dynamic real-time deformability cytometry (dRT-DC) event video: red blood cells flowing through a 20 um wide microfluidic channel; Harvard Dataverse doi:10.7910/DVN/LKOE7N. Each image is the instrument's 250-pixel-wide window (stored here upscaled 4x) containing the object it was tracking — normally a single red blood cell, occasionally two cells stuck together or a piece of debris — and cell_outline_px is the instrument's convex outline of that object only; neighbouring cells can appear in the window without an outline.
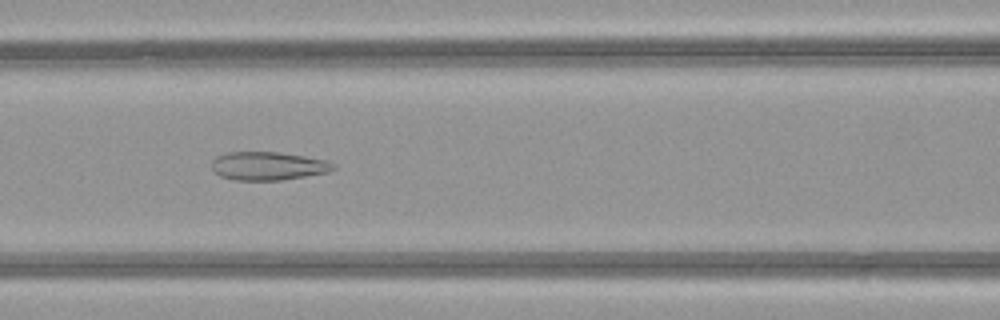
{"species": "common noctule bat (a hibernating species)", "species_latin": "Nyctalus noctula", "temperature_condition": "warm", "stored_images_in_passage": 46, "camera_frame_rate_fps": 3000, "um_per_image_px": 0.085, "animal": {"sex": "female", "body_mass_g": 21.9}, "frame": {"image": 1, "passage_image": 18, "time_ms": 5.667, "image_size_px": [1000, 320], "cell_outline_px": [[336, 168], [328, 172], [280, 180], [236, 180], [220, 176], [212, 172], [212, 160], [216, 156], [228, 152], [280, 152], [328, 160], [336, 164]], "centroid_in_image_um": [22.78, 14.1], "position_along_channel_um": 143.8, "area_um2": 20.23}}
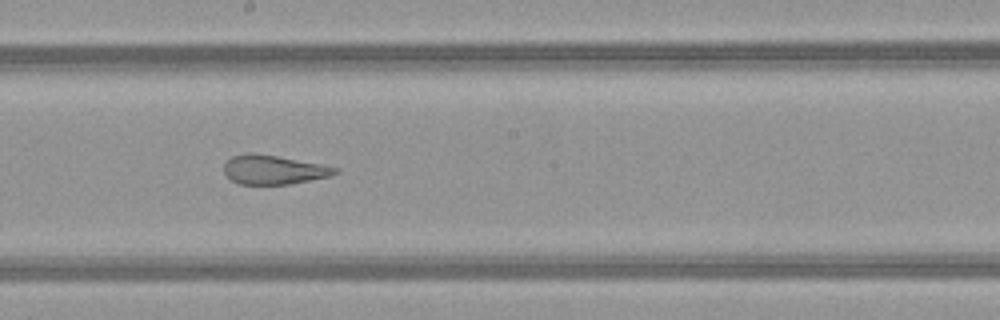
{"frame": {"image": 2, "passage_image": 24, "time_ms": 7.667, "image_size_px": [1000, 320], "cell_outline_px": [[340, 172], [332, 176], [292, 184], [240, 184], [232, 180], [224, 172], [224, 164], [232, 156], [248, 152], [252, 152], [276, 156], [320, 164], [336, 168]], "centroid_in_image_um": [23.26, 14.43], "position_along_channel_um": 224.9, "area_um2": 18.79}}
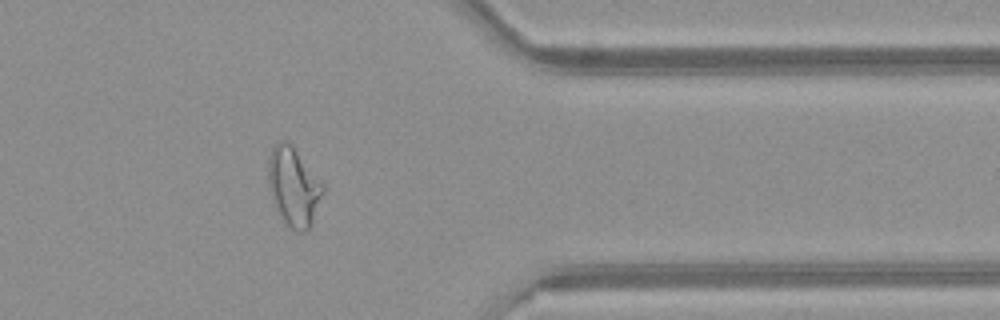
{"frame": {"image": 3, "passage_image": 37, "time_ms": 12.0, "image_size_px": [1000, 320], "cell_outline_px": [[324, 192], [312, 220], [308, 228], [304, 232], [300, 232], [292, 228], [280, 216], [276, 208], [268, 188], [268, 156], [272, 148], [280, 140], [284, 140], [292, 144], [324, 184]], "centroid_in_image_um": [24.94, 15.82], "position_along_channel_um": 386.5, "area_um2": 24.91}, "authors_computed_cell_mechanics": {"area_um2": 25.0274, "velocity_mm_per_s": 4.0628, "shape_relaxation_time_tau1_ms": null, "shape_relaxation_time_tau2_ms": 1.5977, "deformation_change_tau1": null, "deformation_change_tau2": 0.1147}}